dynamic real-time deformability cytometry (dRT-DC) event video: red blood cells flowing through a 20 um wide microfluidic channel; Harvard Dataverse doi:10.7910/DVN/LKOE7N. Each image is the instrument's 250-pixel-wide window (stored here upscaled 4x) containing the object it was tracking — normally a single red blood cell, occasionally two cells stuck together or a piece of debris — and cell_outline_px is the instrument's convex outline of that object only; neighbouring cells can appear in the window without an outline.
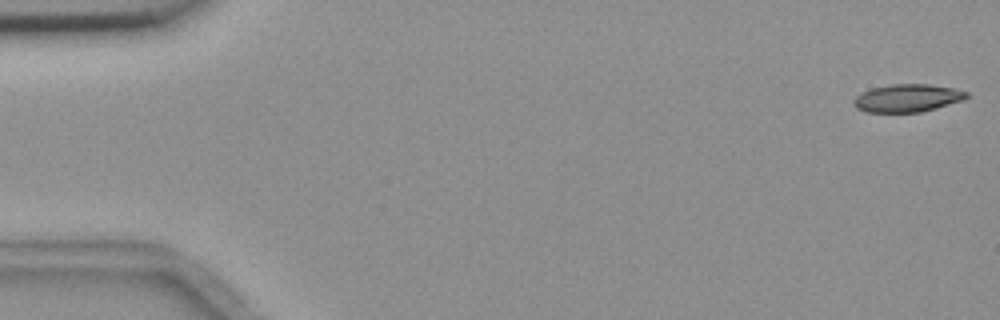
{"species": "common noctule bat (a hibernating species)", "species_latin": "Nyctalus noctula", "temperature_condition": "room temperature", "stored_images_in_passage": 6, "segment_of_instrument_passage": [1, 2], "camera_frame_rate_fps": 3000, "um_per_image_px": 0.085, "animal": {"sex": "female", "body_mass_g": 18.4}, "frame": {"image": 1, "passage_image": 1, "time_ms": 0.0, "image_size_px": [1000, 320], "cell_outline_px": [[968, 96], [964, 100], [936, 108], [920, 112], [868, 112], [856, 108], [852, 104], [852, 100], [860, 92], [872, 88], [892, 84], [928, 84], [956, 88], [968, 92]], "centroid_in_image_um": [77.12, 8.33], "position_along_channel_um": 7.9, "area_um2": 18.44}}